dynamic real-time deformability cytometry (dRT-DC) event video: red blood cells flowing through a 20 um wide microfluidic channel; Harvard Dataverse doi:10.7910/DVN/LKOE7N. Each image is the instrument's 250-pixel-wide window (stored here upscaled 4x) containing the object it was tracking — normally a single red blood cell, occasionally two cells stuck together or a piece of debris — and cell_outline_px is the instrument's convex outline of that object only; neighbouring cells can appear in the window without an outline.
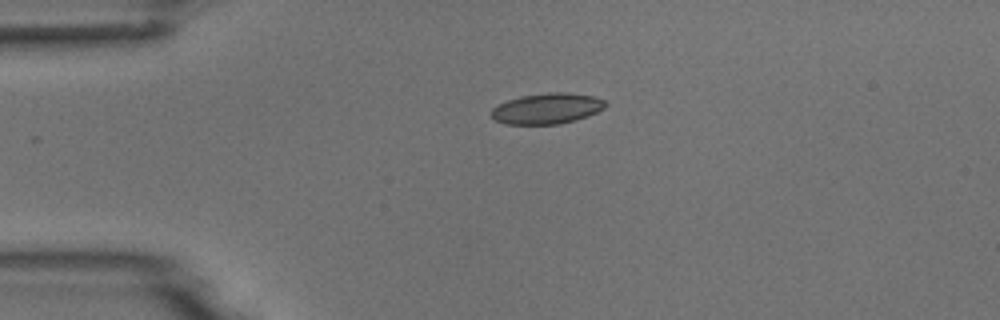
{"species": "common noctule bat (a hibernating species)", "species_latin": "Nyctalus noctula", "temperature_condition": "room temperature", "stored_images_in_passage": 3, "camera_frame_rate_fps": 3000, "um_per_image_px": 0.085, "animal": {"sex": "male", "body_mass_g": 18.8}, "frame": {"image": 1, "passage_image": 1, "time_ms": 0.0, "image_size_px": [1000, 320], "cell_outline_px": [[608, 104], [604, 108], [596, 112], [576, 120], [560, 124], [504, 124], [496, 120], [492, 116], [492, 108], [508, 100], [520, 96], [548, 92], [568, 92], [592, 96], [604, 100]], "centroid_in_image_um": [46.51, 9.22], "position_along_channel_um": 38.5, "area_um2": 20.35}}